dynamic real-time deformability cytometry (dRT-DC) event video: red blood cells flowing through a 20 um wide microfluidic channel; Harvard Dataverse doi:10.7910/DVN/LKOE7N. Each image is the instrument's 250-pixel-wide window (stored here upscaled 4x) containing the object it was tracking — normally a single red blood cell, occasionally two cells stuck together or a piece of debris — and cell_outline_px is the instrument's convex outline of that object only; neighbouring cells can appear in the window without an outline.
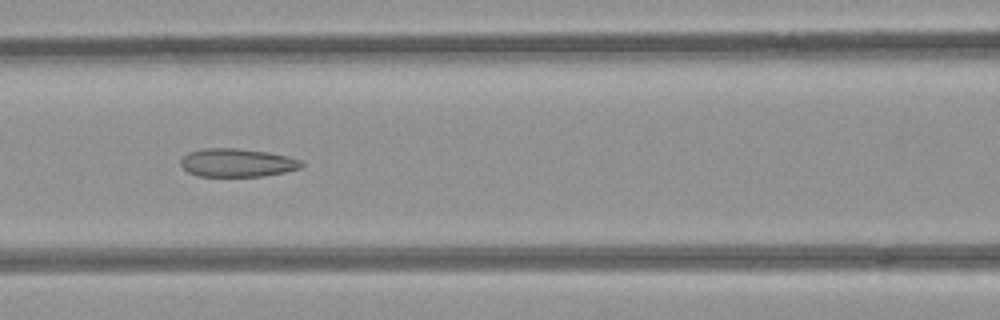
{"species": "common noctule bat (a hibernating species)", "species_latin": "Nyctalus noctula", "temperature_condition": "room temperature", "stored_images_in_passage": 5, "camera_frame_rate_fps": 3000, "um_per_image_px": 0.085, "animal": {"sex": "female", "body_mass_g": 21.9}, "frame": {"image": 1, "passage_image": 3, "time_ms": 0.667, "image_size_px": [1000, 320], "cell_outline_px": [[304, 164], [300, 168], [284, 172], [260, 176], [196, 176], [188, 172], [180, 164], [180, 160], [188, 152], [204, 148], [236, 148], [268, 152], [288, 156], [300, 160]], "centroid_in_image_um": [20.13, 13.82], "position_along_channel_um": 146.5, "area_um2": 19.88}}
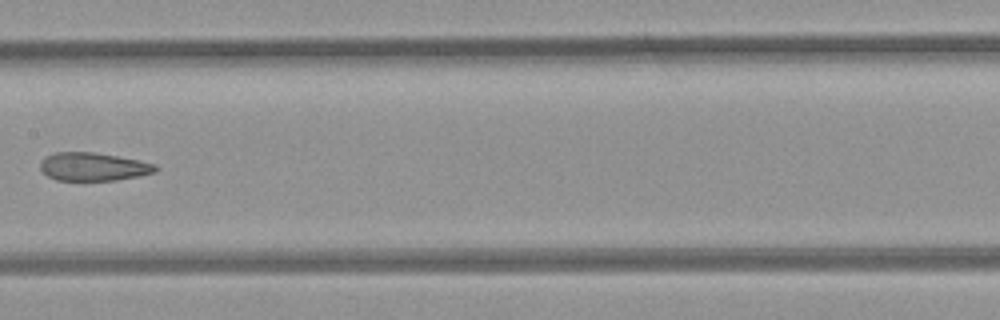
{"frame": {"image": 2, "passage_image": 4, "time_ms": 1.0, "image_size_px": [1000, 320], "cell_outline_px": [[160, 168], [156, 172], [140, 176], [116, 180], [56, 180], [48, 176], [40, 168], [40, 160], [44, 156], [56, 152], [96, 152], [156, 164]], "centroid_in_image_um": [7.93, 14.17], "position_along_channel_um": 199.5, "area_um2": 19.02}}
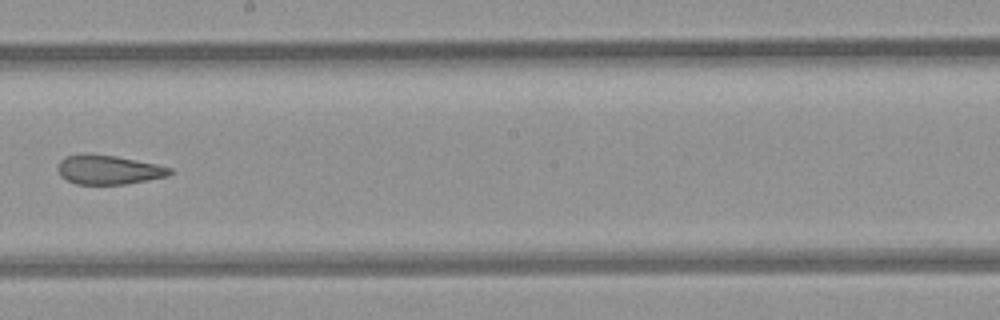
{"frame": {"image": 3, "passage_image": 5, "time_ms": 1.333, "image_size_px": [1000, 320], "cell_outline_px": [[172, 172], [168, 176], [124, 184], [76, 184], [60, 176], [56, 168], [60, 160], [64, 156], [84, 152], [88, 152], [116, 156], [156, 164], [172, 168]], "centroid_in_image_um": [9.16, 14.4], "position_along_channel_um": 239.0, "area_um2": 19.31}}